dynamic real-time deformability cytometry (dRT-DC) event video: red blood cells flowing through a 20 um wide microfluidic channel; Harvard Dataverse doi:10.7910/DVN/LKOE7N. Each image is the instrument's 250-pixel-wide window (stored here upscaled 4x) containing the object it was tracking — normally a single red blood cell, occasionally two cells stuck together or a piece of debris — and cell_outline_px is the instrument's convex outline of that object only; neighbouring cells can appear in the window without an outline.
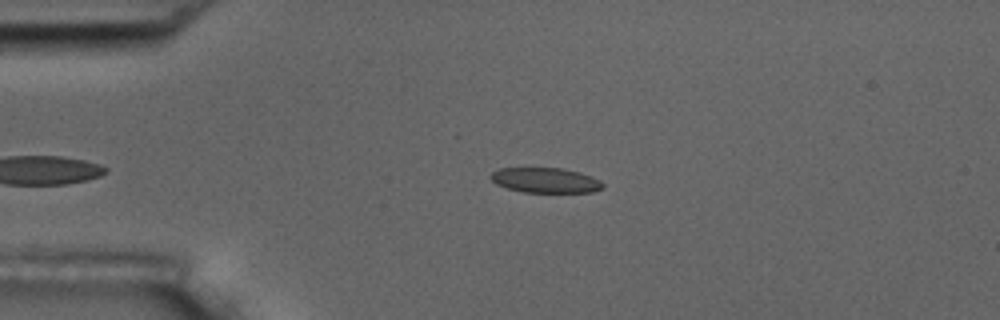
{"species": "common noctule bat (a hibernating species)", "species_latin": "Nyctalus noctula", "temperature_condition": "room temperature", "stored_images_in_passage": 41, "camera_frame_rate_fps": 3000, "um_per_image_px": 0.085, "animal": {"sex": "male", "body_mass_g": 17.5, "forearm_length_mm": 52.3}, "frame": {"image": 1, "passage_image": 3, "time_ms": 0.667, "image_size_px": [1000, 320], "cell_outline_px": [[604, 188], [592, 192], [524, 192], [508, 188], [496, 184], [488, 176], [492, 172], [500, 168], [560, 168], [580, 172], [592, 176], [600, 180], [604, 184]], "centroid_in_image_um": [46.38, 15.32], "position_along_channel_um": 38.6, "area_um2": 16.42}}
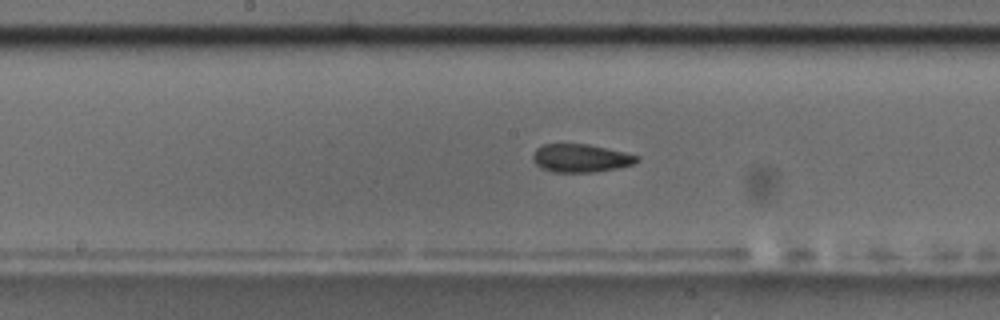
{"frame": {"image": 2, "passage_image": 19, "time_ms": 6.0, "image_size_px": [1000, 320], "cell_outline_px": [[640, 160], [632, 164], [616, 168], [596, 172], [552, 172], [540, 168], [532, 160], [532, 156], [536, 148], [544, 144], [588, 144], [624, 152], [640, 156]], "centroid_in_image_um": [49.34, 13.44], "position_along_channel_um": 198.9, "area_um2": 17.11}}
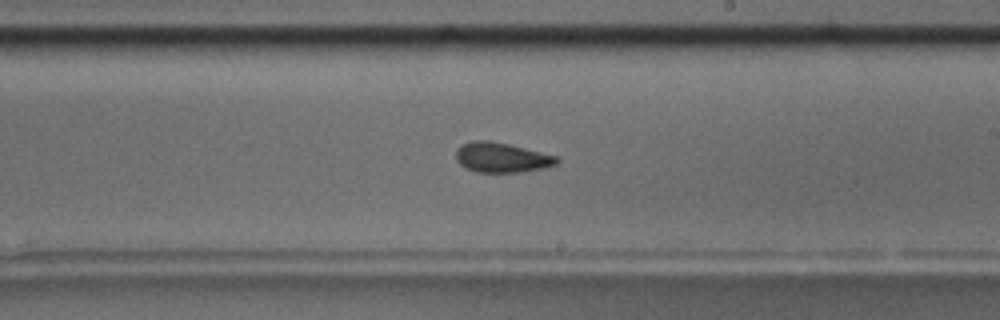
{"frame": {"image": 3, "passage_image": 23, "time_ms": 7.333, "image_size_px": [1000, 320], "cell_outline_px": [[560, 160], [556, 164], [544, 168], [524, 172], [476, 172], [460, 164], [456, 160], [456, 148], [460, 144], [472, 140], [488, 140], [508, 144], [556, 156]], "centroid_in_image_um": [42.61, 13.38], "position_along_channel_um": 246.4, "area_um2": 17.57}, "authors_computed_cell_mechanics": {"area_um2": 17.34, "velocity_mm_per_s": 3.5804, "shape_relaxation_time_tau1_ms": null, "shape_relaxation_time_tau2_ms": 2.4271, "deformation_change_tau1": null, "deformation_change_tau2": 0.0796}}